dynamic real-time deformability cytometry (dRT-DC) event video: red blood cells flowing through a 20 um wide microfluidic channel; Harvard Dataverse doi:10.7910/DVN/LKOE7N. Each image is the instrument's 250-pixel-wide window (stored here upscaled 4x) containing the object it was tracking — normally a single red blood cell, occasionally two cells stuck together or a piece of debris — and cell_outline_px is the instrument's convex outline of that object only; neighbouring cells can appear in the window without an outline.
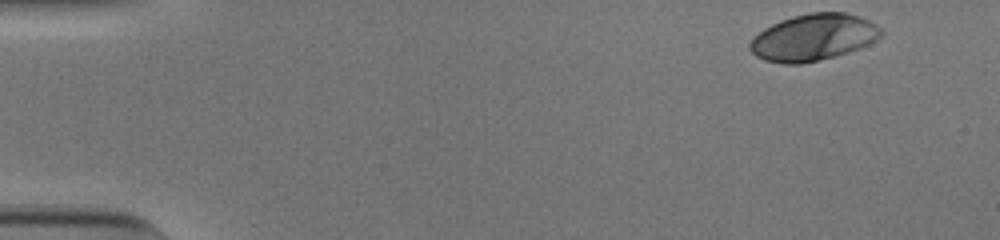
{"species": "human", "species_latin": "Homo sapiens", "temperature_condition": "cold", "stored_images_in_passage": 41, "camera_frame_rate_fps": 3000, "um_per_image_px": 0.085, "donor": {"sex": "male"}, "frame": {"image": 1, "passage_image": 1, "time_ms": 0.0, "image_size_px": [1000, 240], "cell_outline_px": [[884, 32], [876, 40], [860, 48], [848, 52], [820, 60], [800, 64], [784, 64], [764, 60], [756, 56], [748, 48], [748, 44], [752, 36], [764, 28], [780, 20], [792, 16], [808, 12], [844, 12], [860, 16], [876, 24]], "centroid_in_image_um": [69.11, 3.17], "position_along_channel_um": 15.9, "area_um2": 35.95}}
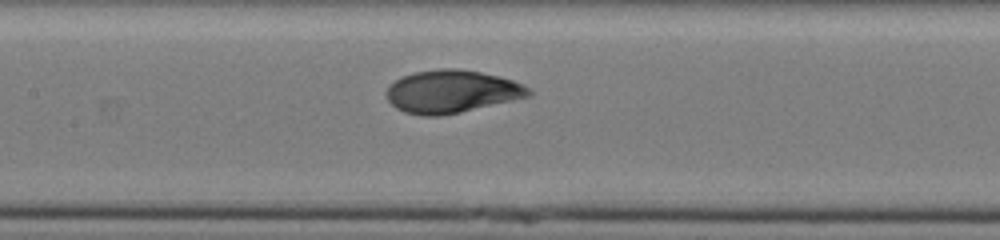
{"frame": {"image": 2, "passage_image": 23, "time_ms": 7.333, "image_size_px": [1000, 240], "cell_outline_px": [[532, 96], [460, 112], [440, 116], [424, 116], [404, 112], [396, 108], [388, 100], [384, 92], [388, 84], [404, 76], [416, 72], [440, 68], [456, 68], [480, 72], [512, 80], [532, 88]], "centroid_in_image_um": [38.38, 7.78], "position_along_channel_um": 169.0, "area_um2": 35.55}}
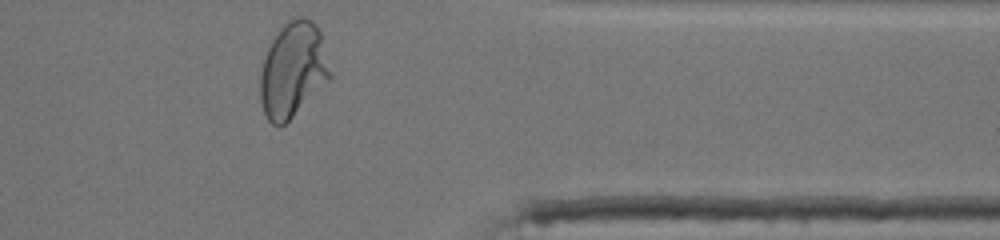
{"frame": {"image": 3, "passage_image": 41, "time_ms": 13.333, "image_size_px": [1000, 240], "cell_outline_px": [[332, 76], [280, 128], [276, 128], [268, 120], [264, 112], [260, 100], [260, 72], [268, 48], [272, 40], [280, 28], [292, 16], [304, 16], [312, 20], [316, 24], [320, 32]], "centroid_in_image_um": [24.88, 5.91], "position_along_channel_um": 386.5, "area_um2": 38.44}, "authors_computed_cell_mechanics": {"area_um2": 34.969, "velocity_mm_per_s": 3.8241, "shape_relaxation_time_tau1_ms": 3.8153, "shape_relaxation_time_tau2_ms": null, "deformation_change_tau1": 0.1891, "deformation_change_tau2": null}}